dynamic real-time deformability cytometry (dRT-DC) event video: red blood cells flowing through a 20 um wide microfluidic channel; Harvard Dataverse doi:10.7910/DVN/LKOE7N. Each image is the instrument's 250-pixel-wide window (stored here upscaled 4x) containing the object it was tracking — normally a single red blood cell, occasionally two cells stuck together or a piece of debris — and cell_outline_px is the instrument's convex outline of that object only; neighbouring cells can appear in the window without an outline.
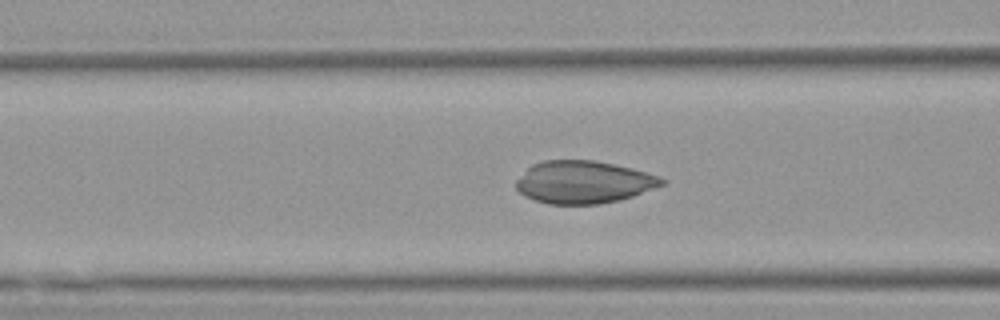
{"species": "Egyptian fruit bat (a non-hibernating species)", "species_latin": "Rousettus aegyptiacus", "temperature_condition": "warm", "stored_images_in_passage": 34, "camera_frame_rate_fps": 3000, "um_per_image_px": 0.085, "animal": {"sex": "female"}, "frame": {"image": 1, "passage_image": 19, "time_ms": 6.0, "image_size_px": [1000, 320], "cell_outline_px": [[668, 180], [664, 184], [632, 196], [620, 200], [600, 204], [548, 204], [524, 196], [516, 188], [516, 180], [532, 164], [544, 160], [592, 160], [632, 168]], "centroid_in_image_um": [49.58, 15.48], "position_along_channel_um": 117.0, "area_um2": 35.89}}
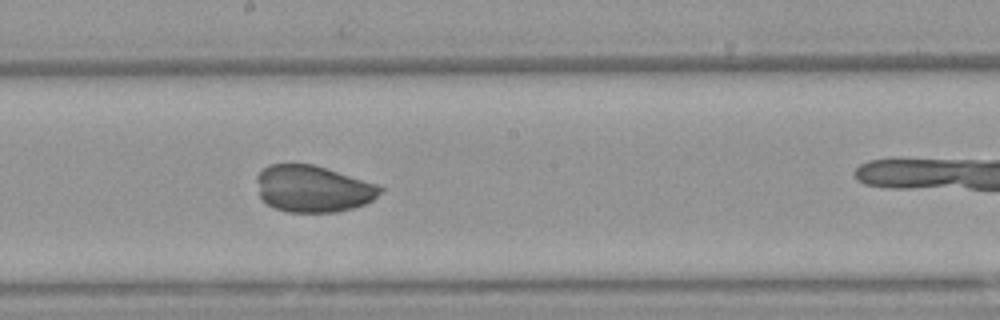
{"frame": {"image": 2, "passage_image": 27, "time_ms": 8.667, "image_size_px": [1000, 320], "cell_outline_px": [[384, 192], [372, 200], [364, 204], [352, 208], [336, 212], [288, 212], [276, 208], [268, 204], [260, 196], [256, 180], [256, 176], [268, 164], [312, 164], [380, 184], [384, 188]], "centroid_in_image_um": [26.64, 16.04], "position_along_channel_um": 221.6, "area_um2": 33.7}}
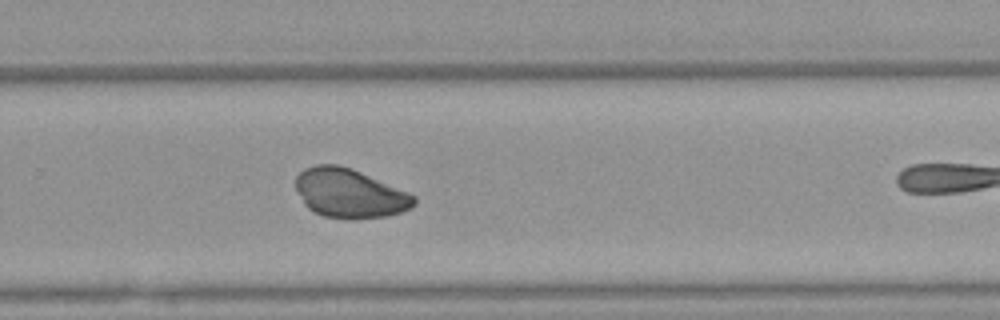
{"frame": {"image": 3, "passage_image": 33, "time_ms": 10.667, "image_size_px": [1000, 320], "cell_outline_px": [[416, 204], [412, 208], [388, 216], [352, 220], [324, 216], [312, 212], [304, 204], [296, 188], [296, 176], [304, 168], [316, 164], [340, 164], [352, 168], [408, 192], [416, 196]], "centroid_in_image_um": [29.72, 16.44], "position_along_channel_um": 300.1, "area_um2": 34.22}}